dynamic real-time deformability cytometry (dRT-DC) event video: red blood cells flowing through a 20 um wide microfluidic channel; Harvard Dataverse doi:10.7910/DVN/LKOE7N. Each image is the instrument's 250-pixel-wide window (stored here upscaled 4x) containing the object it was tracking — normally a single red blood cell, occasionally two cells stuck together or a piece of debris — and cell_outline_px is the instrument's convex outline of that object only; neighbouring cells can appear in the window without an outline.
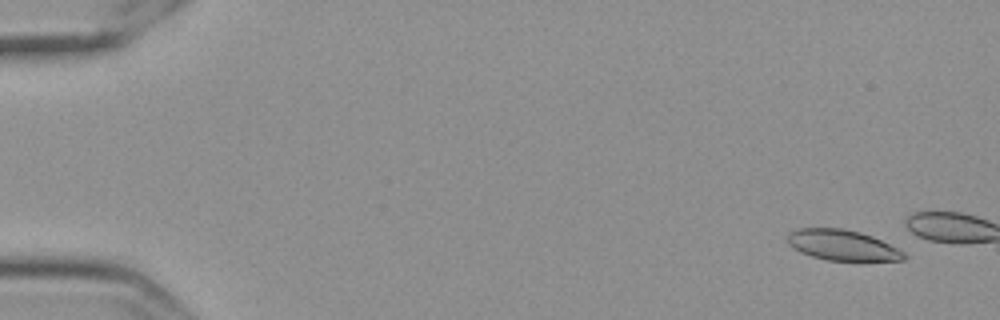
{"species": "Egyptian fruit bat (a non-hibernating species)", "species_latin": "Rousettus aegyptiacus", "temperature_condition": "cold", "stored_images_in_passage": 12, "camera_frame_rate_fps": 3000, "um_per_image_px": 0.085, "frame": {"image": 1, "passage_image": 1, "time_ms": 0.0, "image_size_px": [1000, 320], "cell_outline_px": [[908, 256], [904, 260], [828, 260], [812, 256], [800, 252], [788, 244], [788, 232], [800, 228], [844, 228], [860, 232], [872, 236], [904, 252]], "centroid_in_image_um": [71.58, 20.83], "position_along_channel_um": 13.4, "area_um2": 20.52}}